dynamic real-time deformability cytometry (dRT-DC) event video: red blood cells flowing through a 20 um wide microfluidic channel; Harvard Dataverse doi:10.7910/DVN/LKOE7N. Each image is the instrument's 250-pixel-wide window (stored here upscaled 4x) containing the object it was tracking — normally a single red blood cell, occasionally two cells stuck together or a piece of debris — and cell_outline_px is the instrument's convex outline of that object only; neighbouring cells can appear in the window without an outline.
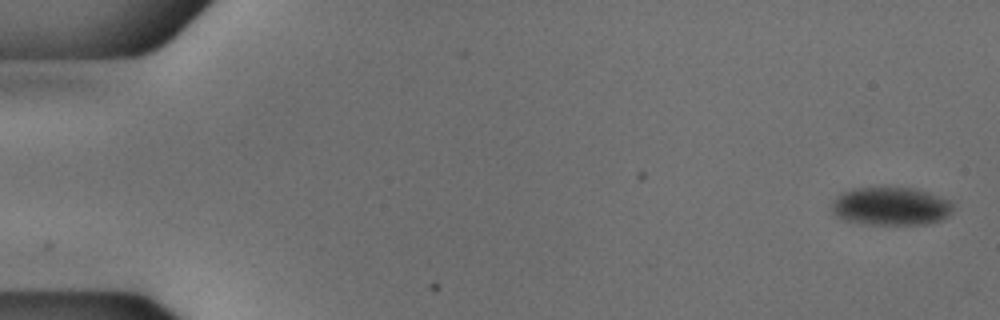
{"species": "common noctule bat (a hibernating species)", "species_latin": "Nyctalus noctula", "temperature_condition": "cold", "stored_images_in_passage": 53, "camera_frame_rate_fps": 3000, "um_per_image_px": 0.085, "animal": {"sex": "male", "body_mass_g": 18.8}, "frame": {"image": 1, "passage_image": 1, "time_ms": 0.0, "image_size_px": [1000, 320], "cell_outline_px": [[952, 212], [940, 220], [924, 224], [868, 224], [844, 220], [836, 216], [832, 212], [832, 204], [836, 196], [840, 192], [852, 188], [916, 188], [928, 192], [948, 200], [952, 204]], "centroid_in_image_um": [75.68, 17.52], "position_along_channel_um": 9.3, "area_um2": 26.88}}
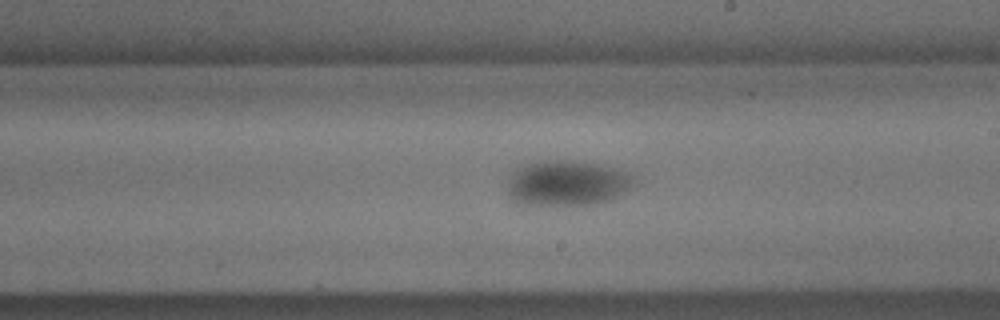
{"frame": {"image": 2, "passage_image": 31, "time_ms": 10.0, "image_size_px": [1000, 320], "cell_outline_px": [[636, 180], [624, 192], [612, 200], [596, 204], [524, 204], [516, 200], [508, 192], [508, 180], [512, 172], [516, 168], [524, 164], [540, 160], [572, 160], [604, 164], [620, 168], [628, 172]], "centroid_in_image_um": [48.24, 15.52], "position_along_channel_um": 240.8, "area_um2": 33.64}}
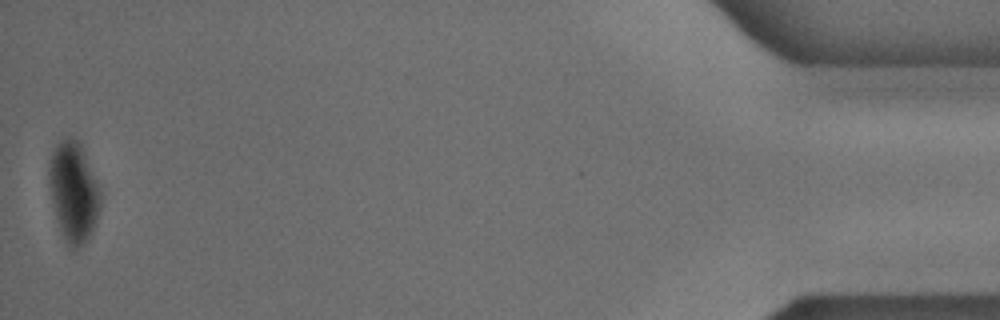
{"frame": {"image": 3, "passage_image": 53, "time_ms": 17.333, "image_size_px": [1000, 320], "cell_outline_px": [[100, 208], [92, 232], [84, 244], [76, 248], [68, 248], [60, 228], [56, 216], [52, 200], [48, 176], [48, 164], [52, 152], [56, 144], [60, 140], [68, 136], [72, 136], [80, 144], [100, 188]], "centroid_in_image_um": [6.24, 16.29], "position_along_channel_um": 429.0, "area_um2": 29.71}}